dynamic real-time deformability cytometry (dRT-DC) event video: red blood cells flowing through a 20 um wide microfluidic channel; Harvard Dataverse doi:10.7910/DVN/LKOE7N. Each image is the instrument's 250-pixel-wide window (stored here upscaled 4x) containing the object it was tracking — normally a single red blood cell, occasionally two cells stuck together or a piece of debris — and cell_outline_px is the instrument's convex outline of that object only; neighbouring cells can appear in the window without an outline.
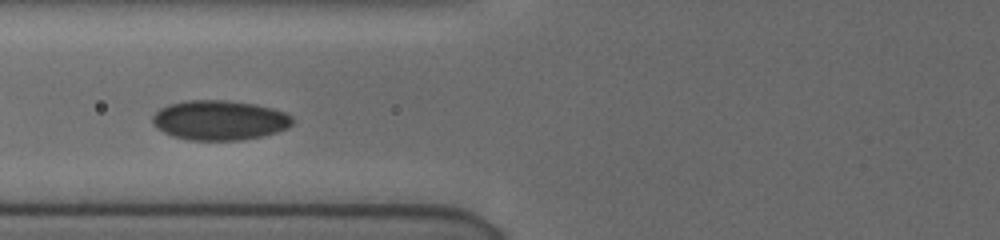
{"species": "human", "species_latin": "Homo sapiens", "temperature_condition": "cold", "stored_images_in_passage": 10, "camera_frame_rate_fps": 3000, "um_per_image_px": 0.085, "donor": {"sex": "female"}, "frame": {"image": 1, "passage_image": 5, "time_ms": 3.333, "image_size_px": [1000, 240], "cell_outline_px": [[292, 124], [288, 128], [264, 136], [240, 140], [188, 140], [172, 136], [156, 128], [152, 124], [152, 116], [160, 108], [168, 104], [188, 100], [224, 100], [256, 104], [272, 108], [284, 112], [292, 116]], "centroid_in_image_um": [18.64, 10.22], "position_along_channel_um": 107.2, "area_um2": 32.6}}
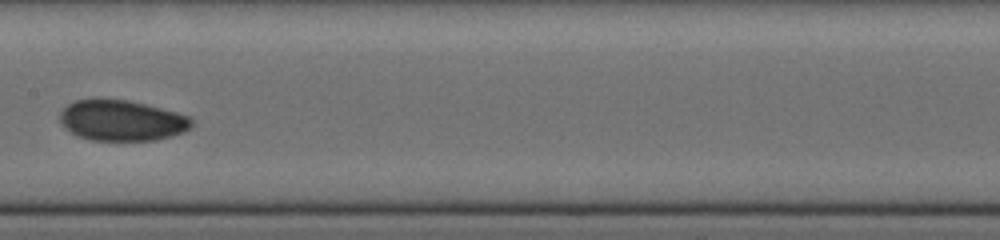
{"frame": {"image": 2, "passage_image": 8, "time_ms": 5.667, "image_size_px": [1000, 240], "cell_outline_px": [[196, 124], [192, 128], [184, 132], [172, 136], [156, 140], [88, 140], [76, 136], [64, 128], [60, 124], [60, 112], [68, 104], [76, 100], [128, 100], [192, 116]], "centroid_in_image_um": [10.39, 10.26], "position_along_channel_um": 197.0, "area_um2": 31.44}}
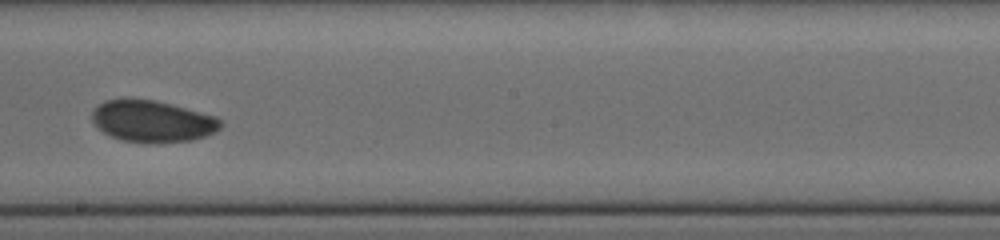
{"frame": {"image": 3, "passage_image": 9, "time_ms": 6.667, "image_size_px": [1000, 240], "cell_outline_px": [[224, 124], [216, 132], [192, 140], [156, 144], [124, 140], [108, 136], [92, 120], [92, 108], [104, 100], [124, 96], [156, 100], [216, 116]], "centroid_in_image_um": [12.92, 10.28], "position_along_channel_um": 235.3, "area_um2": 31.91}}